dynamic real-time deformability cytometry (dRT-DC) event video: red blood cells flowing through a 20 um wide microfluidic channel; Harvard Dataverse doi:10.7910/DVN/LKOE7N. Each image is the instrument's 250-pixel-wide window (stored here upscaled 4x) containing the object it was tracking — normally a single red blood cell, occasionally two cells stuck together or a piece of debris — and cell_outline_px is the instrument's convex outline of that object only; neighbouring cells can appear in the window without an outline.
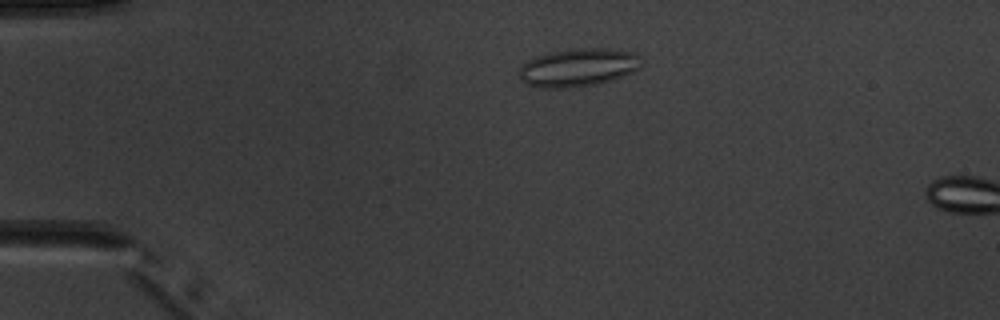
{"species": "common noctule bat (a hibernating species)", "species_latin": "Nyctalus noctula", "temperature_condition": "warm", "stored_images_in_passage": 4, "camera_frame_rate_fps": 3000, "um_per_image_px": 0.085, "animal": {"sex": "male", "body_mass_g": 20.1, "forearm_length_mm": 53.5}, "frame": {"image": 1, "passage_image": 3, "time_ms": 2.333, "image_size_px": [1000, 320], "cell_outline_px": [[640, 68], [624, 76], [596, 84], [568, 88], [544, 88], [524, 84], [520, 80], [520, 68], [528, 60], [536, 56], [552, 52], [572, 48], [604, 48], [636, 52]], "centroid_in_image_um": [49.12, 5.74], "position_along_channel_um": 35.9, "area_um2": 27.05}}